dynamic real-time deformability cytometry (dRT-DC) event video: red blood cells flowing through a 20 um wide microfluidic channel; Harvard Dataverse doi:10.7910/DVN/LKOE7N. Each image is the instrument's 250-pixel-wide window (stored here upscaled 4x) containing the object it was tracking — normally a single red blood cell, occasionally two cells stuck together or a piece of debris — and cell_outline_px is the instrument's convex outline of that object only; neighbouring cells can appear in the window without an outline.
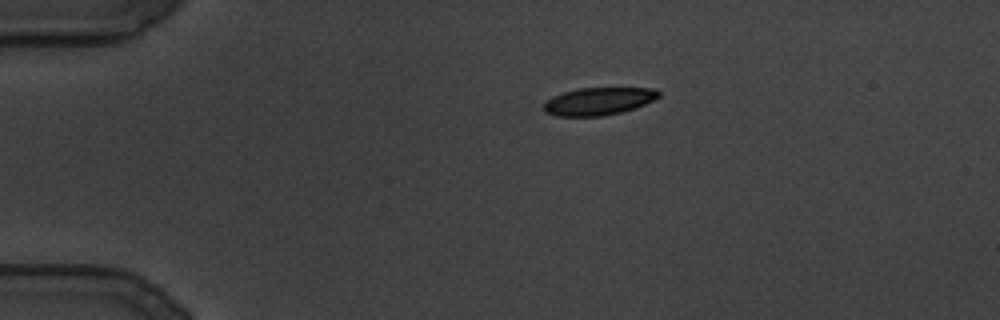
{"species": "common noctule bat (a hibernating species)", "species_latin": "Nyctalus noctula", "temperature_condition": "cold", "stored_images_in_passage": 80, "camera_frame_rate_fps": 3000, "um_per_image_px": 0.085, "animal": {"sex": "male", "body_mass_g": 19.5, "forearm_length_mm": 54.6}, "frame": {"image": 1, "passage_image": 1, "time_ms": 0.0, "image_size_px": [1000, 320], "cell_outline_px": [[660, 96], [636, 108], [620, 112], [600, 116], [556, 116], [544, 112], [544, 104], [552, 96], [564, 92], [580, 88], [656, 88], [660, 92]], "centroid_in_image_um": [50.88, 8.6], "position_along_channel_um": 34.1, "area_um2": 18.38}}
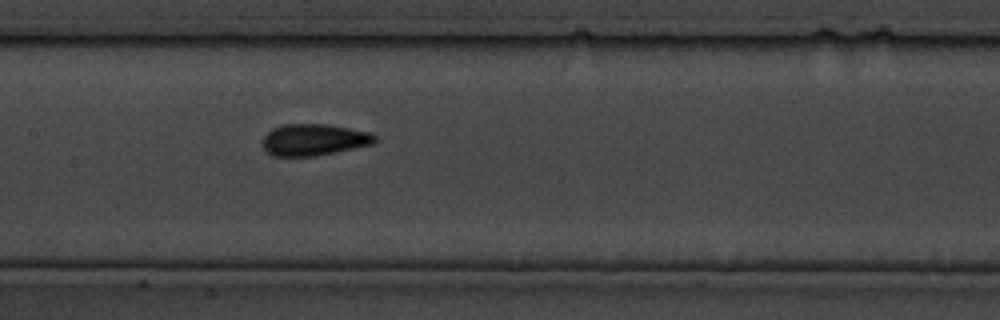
{"frame": {"image": 2, "passage_image": 36, "time_ms": 11.667, "image_size_px": [1000, 320], "cell_outline_px": [[376, 140], [372, 144], [316, 156], [272, 156], [264, 148], [264, 136], [272, 128], [284, 124], [324, 124], [372, 132], [376, 136]], "centroid_in_image_um": [26.69, 11.87], "position_along_channel_um": 180.7, "area_um2": 20.52}}
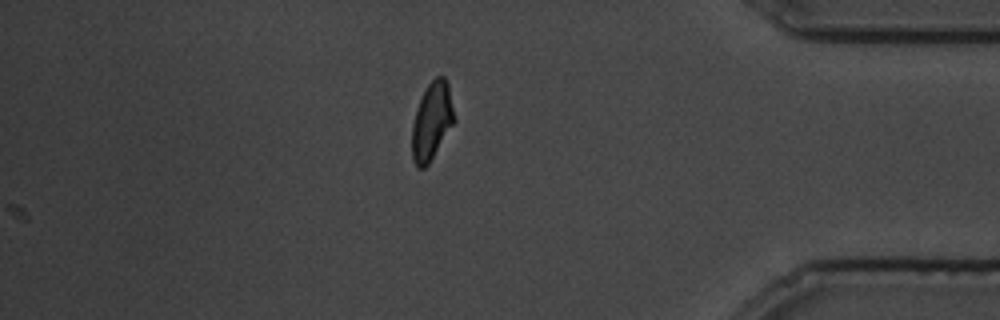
{"frame": {"image": 3, "passage_image": 80, "time_ms": 26.333, "image_size_px": [1000, 320], "cell_outline_px": [[456, 120], [428, 164], [424, 168], [416, 168], [412, 160], [412, 124], [420, 100], [428, 84], [436, 76], [444, 76], [448, 84]], "centroid_in_image_um": [36.71, 10.32], "position_along_channel_um": 398.5, "area_um2": 18.96}}